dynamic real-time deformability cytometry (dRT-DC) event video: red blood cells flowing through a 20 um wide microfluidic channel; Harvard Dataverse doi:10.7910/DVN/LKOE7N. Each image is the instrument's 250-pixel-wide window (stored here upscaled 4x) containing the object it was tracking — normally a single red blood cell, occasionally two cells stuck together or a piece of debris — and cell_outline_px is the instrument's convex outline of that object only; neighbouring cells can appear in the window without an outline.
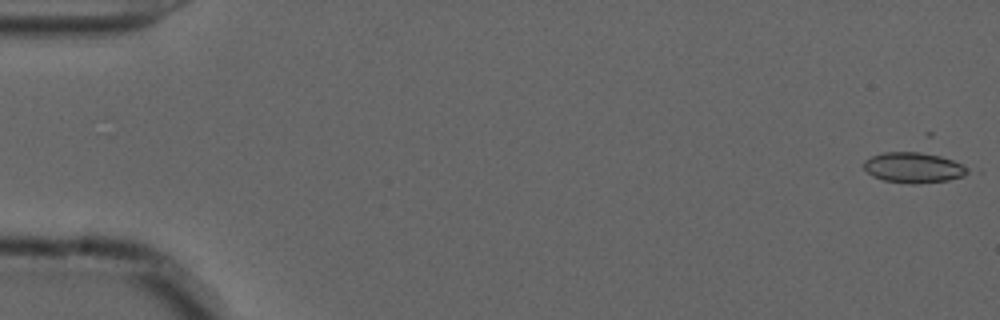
{"species": "common noctule bat (a hibernating species)", "species_latin": "Nyctalus noctula", "temperature_condition": "cold", "stored_images_in_passage": 41, "camera_frame_rate_fps": 3000, "um_per_image_px": 0.085, "animal": {"sex": "male", "forearm_length_mm": 52.5}, "frame": {"image": 1, "passage_image": 1, "time_ms": 0.0, "image_size_px": [1000, 320], "cell_outline_px": [[972, 172], [964, 176], [948, 180], [916, 184], [912, 184], [884, 180], [872, 176], [864, 168], [864, 160], [872, 156], [884, 152], [932, 152], [964, 164], [972, 168]], "centroid_in_image_um": [77.74, 14.23], "position_along_channel_um": 7.3, "area_um2": 18.9}}
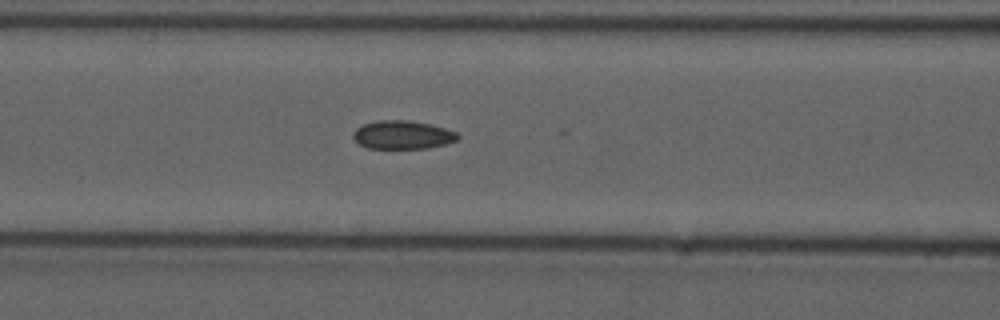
{"frame": {"image": 2, "passage_image": 23, "time_ms": 7.333, "image_size_px": [1000, 320], "cell_outline_px": [[460, 136], [456, 140], [448, 144], [428, 148], [368, 148], [360, 144], [352, 136], [356, 128], [364, 124], [376, 120], [404, 120], [428, 124], [444, 128], [456, 132]], "centroid_in_image_um": [34.22, 11.47], "position_along_channel_um": 132.4, "area_um2": 17.17}}
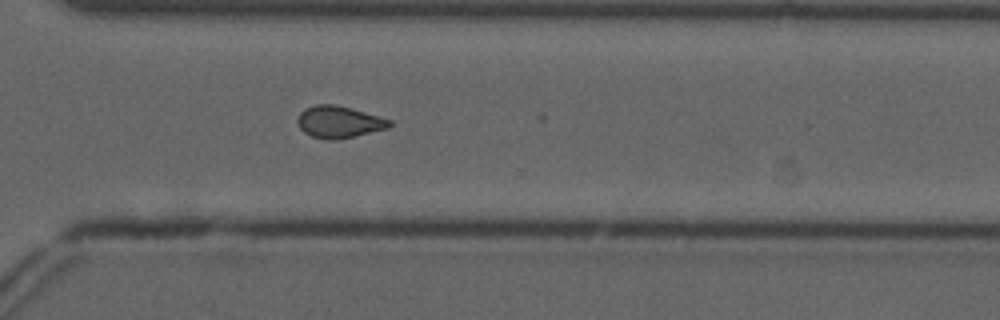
{"frame": {"image": 3, "passage_image": 40, "time_ms": 13.0, "image_size_px": [1000, 320], "cell_outline_px": [[392, 124], [388, 128], [336, 140], [328, 140], [312, 136], [304, 132], [300, 128], [296, 120], [300, 112], [304, 108], [316, 104], [336, 104], [352, 108], [392, 120]], "centroid_in_image_um": [28.79, 10.35], "position_along_channel_um": 341.8, "area_um2": 17.17}}